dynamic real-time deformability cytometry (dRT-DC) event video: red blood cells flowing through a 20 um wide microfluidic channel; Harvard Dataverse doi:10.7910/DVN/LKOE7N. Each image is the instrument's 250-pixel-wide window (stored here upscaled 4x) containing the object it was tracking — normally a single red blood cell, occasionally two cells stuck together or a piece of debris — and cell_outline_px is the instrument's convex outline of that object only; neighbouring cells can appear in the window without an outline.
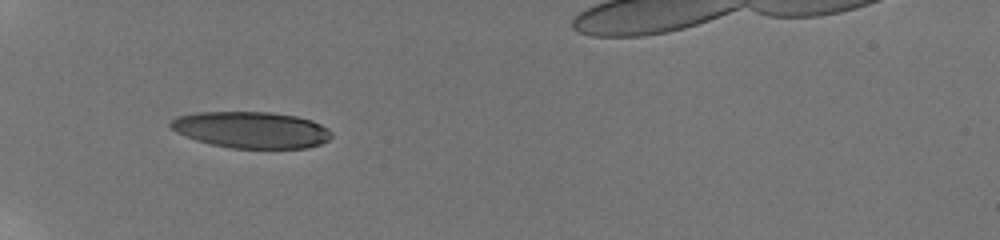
{"species": "human", "species_latin": "Homo sapiens", "temperature_condition": "room temperature", "stored_images_in_passage": 12, "camera_frame_rate_fps": 3000, "um_per_image_px": 0.085, "donor": {"sex": "male"}, "frame": {"image": 1, "passage_image": 9, "time_ms": 7.0, "image_size_px": [1000, 240], "cell_outline_px": [[332, 136], [328, 140], [320, 144], [308, 148], [232, 148], [212, 144], [196, 140], [176, 132], [168, 124], [176, 116], [196, 112], [272, 112], [296, 116], [312, 120], [328, 128], [332, 132]], "centroid_in_image_um": [21.37, 11.03], "position_along_channel_um": 63.6, "area_um2": 34.28}}